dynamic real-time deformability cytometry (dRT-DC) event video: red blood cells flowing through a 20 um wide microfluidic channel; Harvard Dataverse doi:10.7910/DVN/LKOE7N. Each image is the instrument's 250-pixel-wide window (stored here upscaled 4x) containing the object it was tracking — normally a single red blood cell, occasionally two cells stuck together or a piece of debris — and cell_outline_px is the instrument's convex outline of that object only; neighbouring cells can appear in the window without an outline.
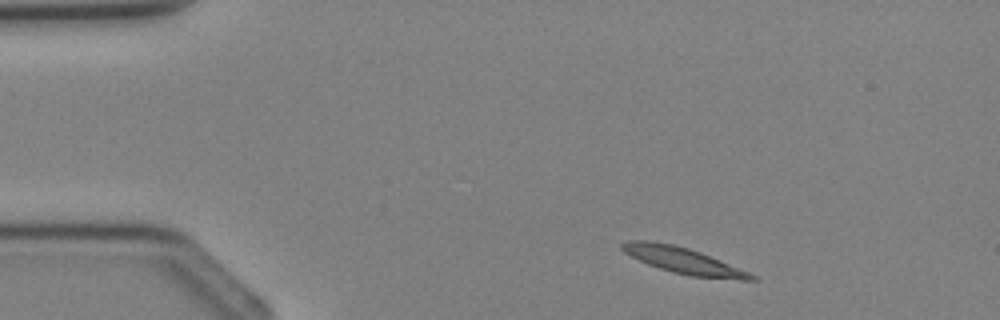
{"species": "Egyptian fruit bat (a non-hibernating species)", "species_latin": "Rousettus aegyptiacus", "temperature_condition": "cold", "stored_images_in_passage": 2, "camera_frame_rate_fps": 3000, "um_per_image_px": 0.085, "animal": {"sex": "female"}, "frame": {"image": 1, "passage_image": 1, "time_ms": 0.0, "image_size_px": [1000, 320], "cell_outline_px": [[756, 280], [740, 280], [692, 276], [672, 272], [648, 264], [624, 252], [620, 248], [620, 244], [628, 240], [648, 240], [672, 244], [688, 248], [700, 252], [748, 272], [756, 276]], "centroid_in_image_um": [58.04, 22.14], "position_along_channel_um": 27.0, "area_um2": 19.36}}